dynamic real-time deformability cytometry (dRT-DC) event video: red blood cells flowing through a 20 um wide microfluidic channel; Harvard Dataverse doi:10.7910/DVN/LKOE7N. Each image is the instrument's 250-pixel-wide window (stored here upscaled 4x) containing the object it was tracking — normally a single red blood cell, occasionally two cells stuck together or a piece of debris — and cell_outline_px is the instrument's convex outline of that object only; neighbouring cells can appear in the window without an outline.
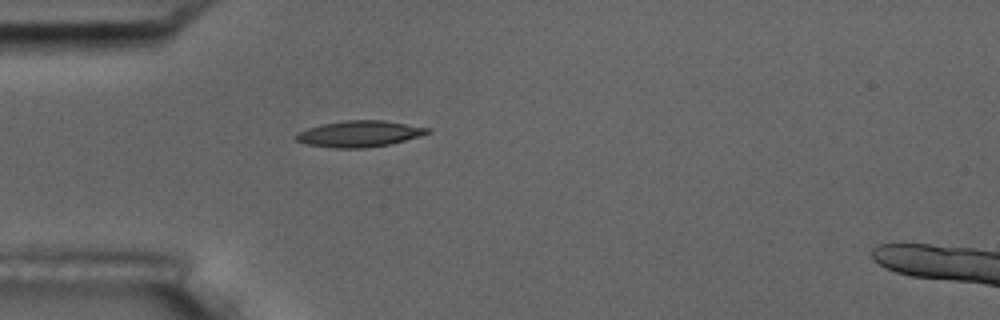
{"species": "common noctule bat (a hibernating species)", "species_latin": "Nyctalus noctula", "temperature_condition": "room temperature", "stored_images_in_passage": 1, "camera_frame_rate_fps": 3000, "um_per_image_px": 0.085, "animal": {"sex": "male", "body_mass_g": 17.5, "forearm_length_mm": 52.3}, "frame": {"image": 1, "passage_image": 1, "time_ms": 0.0, "image_size_px": [1000, 320], "cell_outline_px": [[432, 132], [404, 140], [388, 144], [364, 148], [332, 148], [308, 144], [296, 140], [292, 136], [308, 128], [320, 124], [344, 120], [384, 120], [428, 128]], "centroid_in_image_um": [30.5, 11.37], "position_along_channel_um": 54.5, "area_um2": 19.88}}